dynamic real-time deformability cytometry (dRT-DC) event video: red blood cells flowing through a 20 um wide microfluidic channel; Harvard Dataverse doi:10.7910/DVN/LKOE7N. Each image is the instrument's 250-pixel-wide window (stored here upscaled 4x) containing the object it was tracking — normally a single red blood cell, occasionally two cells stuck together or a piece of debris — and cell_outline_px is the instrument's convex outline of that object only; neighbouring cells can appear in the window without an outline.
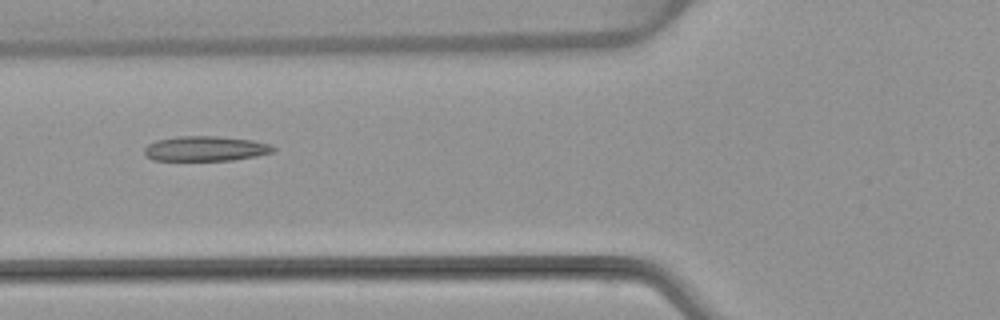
{"species": "common noctule bat (a hibernating species)", "species_latin": "Nyctalus noctula", "temperature_condition": "warm", "stored_images_in_passage": 4, "camera_frame_rate_fps": 3000, "um_per_image_px": 0.085, "animal": {"sex": "female", "body_mass_g": 22.7, "forearm_length_mm": 54.2}, "frame": {"image": 1, "passage_image": 3, "time_ms": 2.333, "image_size_px": [1000, 320], "cell_outline_px": [[276, 152], [256, 156], [232, 160], [152, 160], [144, 156], [144, 148], [148, 144], [156, 140], [176, 136], [216, 136], [252, 140], [268, 144], [276, 148]], "centroid_in_image_um": [17.44, 12.63], "position_along_channel_um": 108.4, "area_um2": 18.84}}
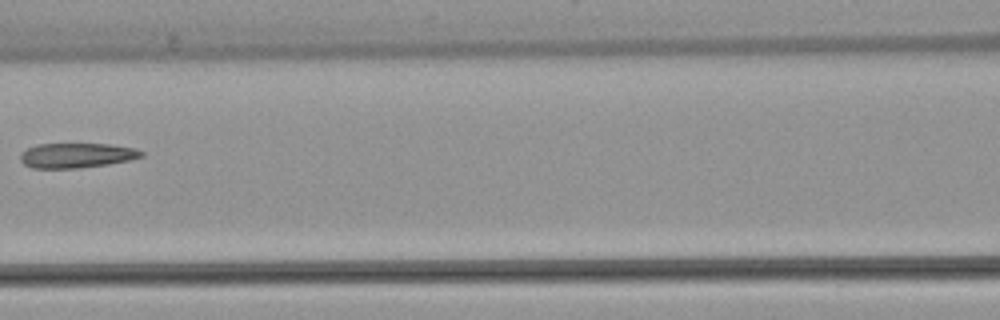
{"frame": {"image": 2, "passage_image": 4, "time_ms": 3.667, "image_size_px": [1000, 320], "cell_outline_px": [[144, 156], [128, 160], [108, 164], [80, 168], [32, 168], [24, 164], [20, 160], [20, 156], [28, 148], [36, 144], [108, 144], [136, 148], [144, 152]], "centroid_in_image_um": [6.53, 13.21], "position_along_channel_um": 160.1, "area_um2": 17.46}}